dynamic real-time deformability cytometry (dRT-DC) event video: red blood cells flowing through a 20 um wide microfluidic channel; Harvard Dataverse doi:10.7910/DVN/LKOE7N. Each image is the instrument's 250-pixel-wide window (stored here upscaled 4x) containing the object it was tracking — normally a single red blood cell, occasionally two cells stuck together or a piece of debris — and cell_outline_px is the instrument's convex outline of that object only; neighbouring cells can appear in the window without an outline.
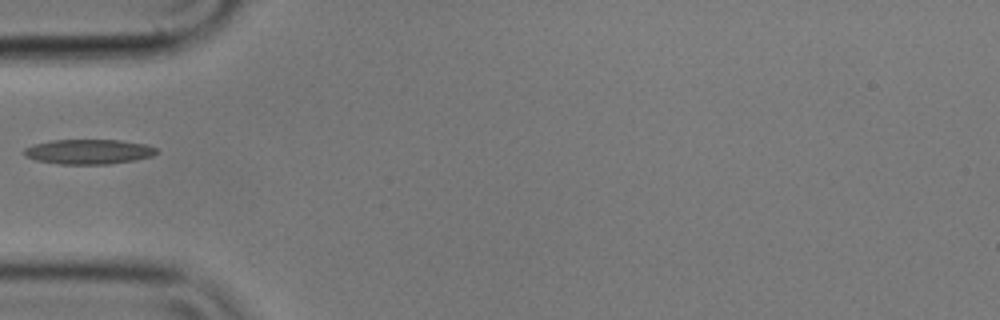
{"species": "common noctule bat (a hibernating species)", "species_latin": "Nyctalus noctula", "temperature_condition": "cold", "stored_images_in_passage": 2, "camera_frame_rate_fps": 3000, "um_per_image_px": 0.085, "animal": {"sex": "male", "body_mass_g": 17.9}, "frame": {"image": 1, "passage_image": 1, "time_ms": 0.0, "image_size_px": [1000, 320], "cell_outline_px": [[160, 152], [152, 156], [136, 160], [108, 164], [60, 164], [36, 160], [24, 156], [24, 148], [36, 144], [52, 140], [120, 140], [144, 144], [156, 148]], "centroid_in_image_um": [7.56, 12.9], "position_along_channel_um": 77.4, "area_um2": 19.13}}
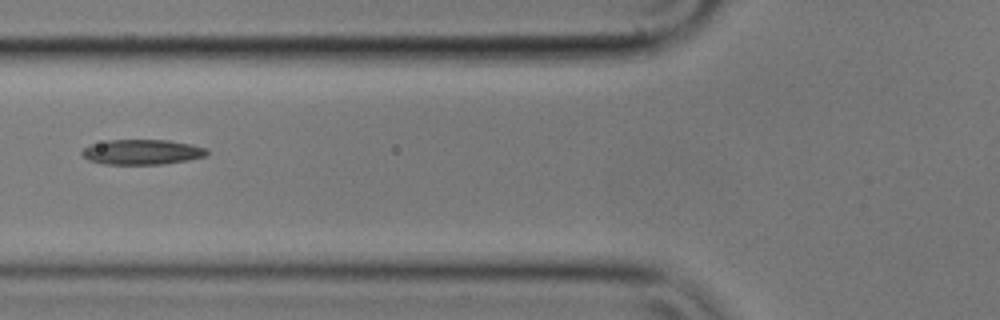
{"frame": {"image": 2, "passage_image": 2, "time_ms": 0.333, "image_size_px": [1000, 320], "cell_outline_px": [[208, 152], [204, 156], [188, 160], [164, 164], [104, 164], [88, 160], [80, 152], [88, 144], [108, 140], [168, 140], [192, 144], [208, 148]], "centroid_in_image_um": [12.06, 12.91], "position_along_channel_um": 113.7, "area_um2": 18.38}}